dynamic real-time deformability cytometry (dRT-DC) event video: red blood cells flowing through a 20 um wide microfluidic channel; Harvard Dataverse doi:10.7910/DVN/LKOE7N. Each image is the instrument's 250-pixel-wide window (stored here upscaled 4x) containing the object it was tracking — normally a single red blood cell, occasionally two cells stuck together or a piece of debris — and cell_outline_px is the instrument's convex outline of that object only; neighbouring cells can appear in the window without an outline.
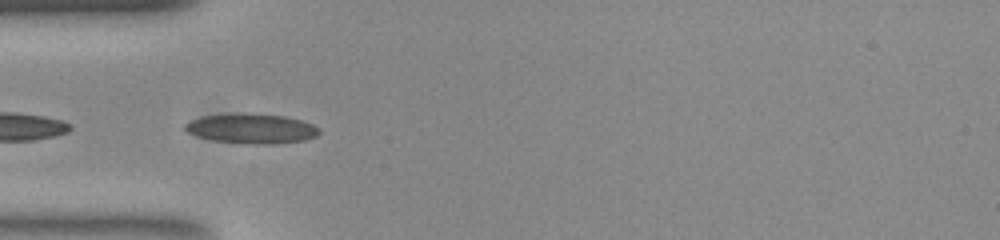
{"species": "common noctule bat (a hibernating species)", "species_latin": "Nyctalus noctula", "temperature_condition": "room temperature", "stored_images_in_passage": 28, "camera_frame_rate_fps": 3000, "um_per_image_px": 0.085, "animal": {"sex": "female", "body_mass_g": 23.0, "forearm_length_mm": 53.4}, "frame": {"image": 1, "passage_image": 5, "time_ms": 1.333, "image_size_px": [1000, 240], "cell_outline_px": [[320, 132], [316, 136], [304, 140], [272, 144], [256, 144], [212, 140], [196, 136], [188, 132], [184, 128], [184, 124], [188, 120], [200, 116], [240, 112], [244, 112], [284, 116], [300, 120], [312, 124], [320, 128]], "centroid_in_image_um": [21.34, 10.91], "position_along_channel_um": 63.7, "area_um2": 23.52}}